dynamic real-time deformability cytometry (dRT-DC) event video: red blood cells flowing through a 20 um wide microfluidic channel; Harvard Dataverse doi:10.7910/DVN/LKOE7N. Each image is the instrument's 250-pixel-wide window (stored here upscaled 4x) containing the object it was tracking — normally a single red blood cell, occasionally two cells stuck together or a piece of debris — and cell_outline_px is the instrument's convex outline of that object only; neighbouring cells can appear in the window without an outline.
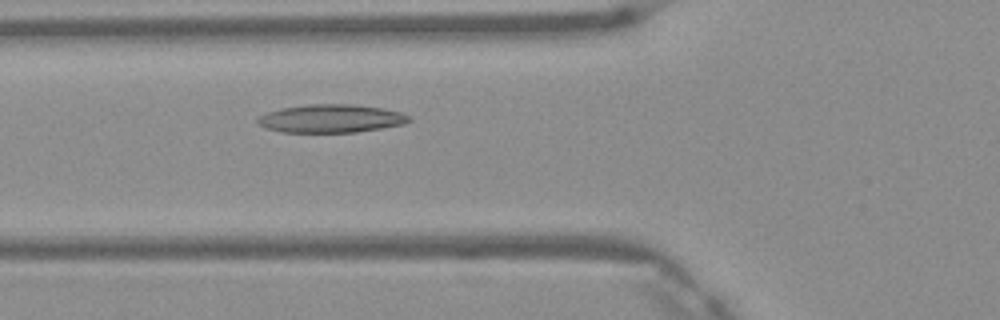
{"species": "Egyptian fruit bat (a non-hibernating species)", "species_latin": "Rousettus aegyptiacus", "temperature_condition": "warm", "stored_images_in_passage": 2, "camera_frame_rate_fps": 3000, "um_per_image_px": 0.085, "frame": {"image": 1, "passage_image": 2, "time_ms": 0.333, "image_size_px": [1000, 320], "cell_outline_px": [[412, 120], [404, 124], [356, 132], [280, 132], [264, 128], [256, 120], [260, 116], [268, 112], [280, 108], [308, 104], [352, 104], [384, 108], [400, 112], [412, 116]], "centroid_in_image_um": [28.15, 10.07], "position_along_channel_um": 97.6, "area_um2": 24.97}}